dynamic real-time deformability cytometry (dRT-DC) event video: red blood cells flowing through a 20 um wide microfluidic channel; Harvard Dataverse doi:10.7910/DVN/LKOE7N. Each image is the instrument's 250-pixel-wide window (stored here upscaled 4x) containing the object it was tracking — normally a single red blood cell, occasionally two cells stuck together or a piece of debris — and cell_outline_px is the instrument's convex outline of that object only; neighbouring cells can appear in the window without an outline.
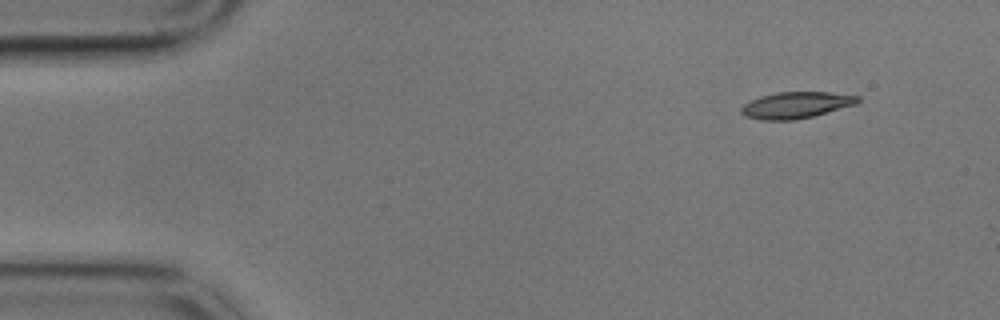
{"species": "common noctule bat (a hibernating species)", "species_latin": "Nyctalus noctula", "temperature_condition": "cold", "stored_images_in_passage": 53, "camera_frame_rate_fps": 3000, "um_per_image_px": 0.085, "animal": {"sex": "male", "body_mass_g": 17.9}, "frame": {"image": 1, "passage_image": 1, "time_ms": 0.0, "image_size_px": [1000, 320], "cell_outline_px": [[860, 100], [856, 104], [812, 116], [792, 120], [760, 120], [744, 116], [740, 112], [740, 108], [744, 104], [760, 96], [776, 92], [828, 92], [860, 96]], "centroid_in_image_um": [67.63, 8.93], "position_along_channel_um": 17.4, "area_um2": 17.86}}
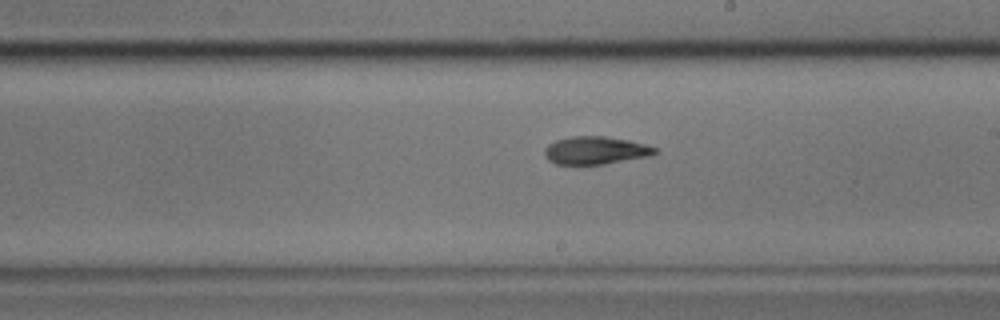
{"frame": {"image": 2, "passage_image": 28, "time_ms": 9.0, "image_size_px": [1000, 320], "cell_outline_px": [[660, 152], [652, 156], [604, 164], [556, 164], [548, 160], [544, 152], [544, 148], [548, 144], [556, 140], [572, 136], [604, 136], [628, 140], [660, 148]], "centroid_in_image_um": [50.68, 12.78], "position_along_channel_um": 238.3, "area_um2": 18.09}}
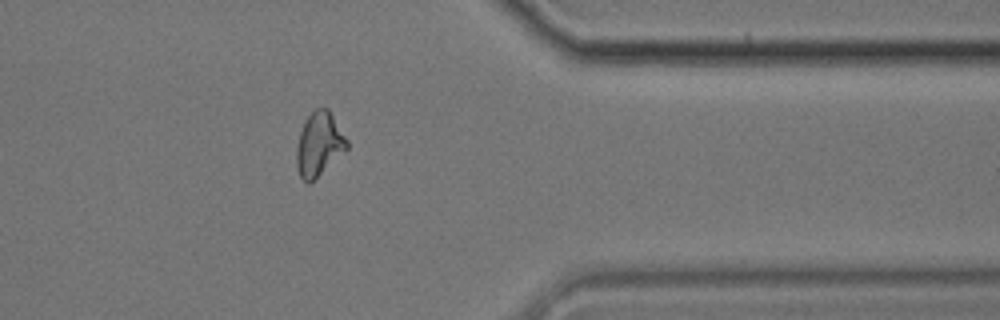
{"frame": {"image": 3, "passage_image": 42, "time_ms": 13.667, "image_size_px": [1000, 320], "cell_outline_px": [[348, 148], [308, 184], [300, 176], [296, 164], [296, 148], [300, 132], [308, 116], [316, 108], [328, 108], [348, 140]], "centroid_in_image_um": [27.12, 12.24], "position_along_channel_um": 384.3, "area_um2": 18.32}, "authors_computed_cell_mechanics": {"area_um2": 18.1492, "velocity_mm_per_s": 3.4366, "shape_relaxation_time_tau1_ms": 5.7051, "shape_relaxation_time_tau2_ms": 5.2204, "deformation_change_tau1": 0.1601, "deformation_change_tau2": 0.1326}}